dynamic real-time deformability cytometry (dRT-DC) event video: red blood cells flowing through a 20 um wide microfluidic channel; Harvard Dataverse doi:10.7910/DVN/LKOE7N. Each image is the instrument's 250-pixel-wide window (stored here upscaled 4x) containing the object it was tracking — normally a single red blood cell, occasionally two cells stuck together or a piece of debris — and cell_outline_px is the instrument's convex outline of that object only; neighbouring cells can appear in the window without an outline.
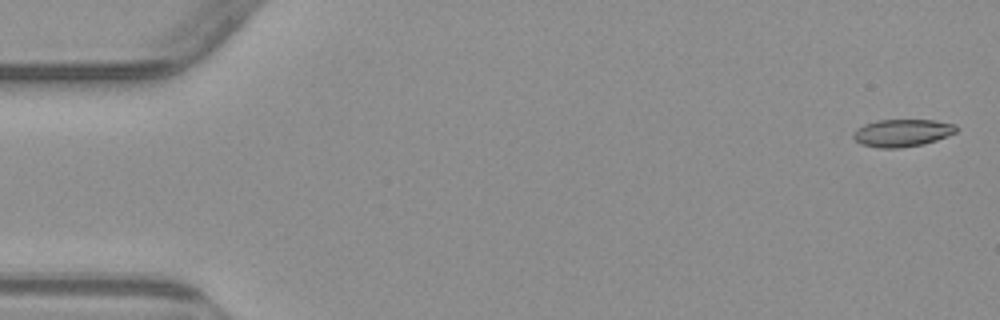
{"species": "common noctule bat (a hibernating species)", "species_latin": "Nyctalus noctula", "temperature_condition": "warm", "stored_images_in_passage": 5, "camera_frame_rate_fps": 3000, "um_per_image_px": 0.085, "animal": {"sex": "male", "body_mass_g": 23.1, "forearm_length_mm": 52.7}, "frame": {"image": 1, "passage_image": 1, "time_ms": 0.0, "image_size_px": [1000, 320], "cell_outline_px": [[956, 132], [948, 136], [924, 144], [900, 148], [880, 148], [860, 144], [852, 136], [852, 132], [856, 128], [864, 124], [876, 120], [936, 120], [956, 124]], "centroid_in_image_um": [76.67, 11.29], "position_along_channel_um": 8.3, "area_um2": 16.65}}
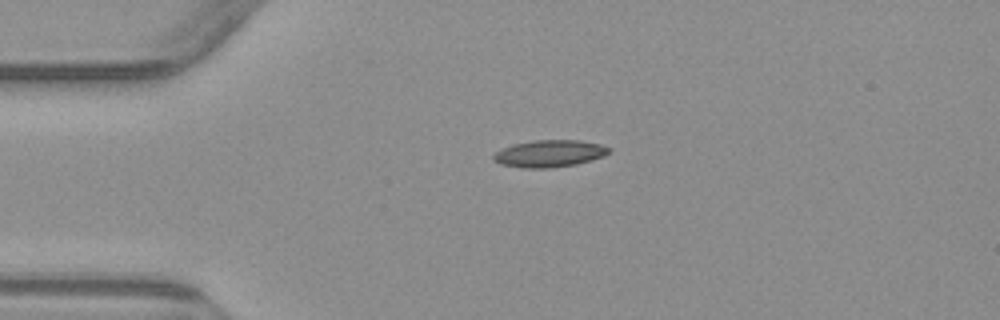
{"frame": {"image": 2, "passage_image": 4, "time_ms": 3.667, "image_size_px": [1000, 320], "cell_outline_px": [[612, 148], [604, 156], [576, 164], [548, 168], [524, 168], [500, 164], [492, 160], [492, 156], [496, 152], [512, 144], [532, 140], [580, 140], [600, 144]], "centroid_in_image_um": [46.69, 13.05], "position_along_channel_um": 38.3, "area_um2": 18.21}}